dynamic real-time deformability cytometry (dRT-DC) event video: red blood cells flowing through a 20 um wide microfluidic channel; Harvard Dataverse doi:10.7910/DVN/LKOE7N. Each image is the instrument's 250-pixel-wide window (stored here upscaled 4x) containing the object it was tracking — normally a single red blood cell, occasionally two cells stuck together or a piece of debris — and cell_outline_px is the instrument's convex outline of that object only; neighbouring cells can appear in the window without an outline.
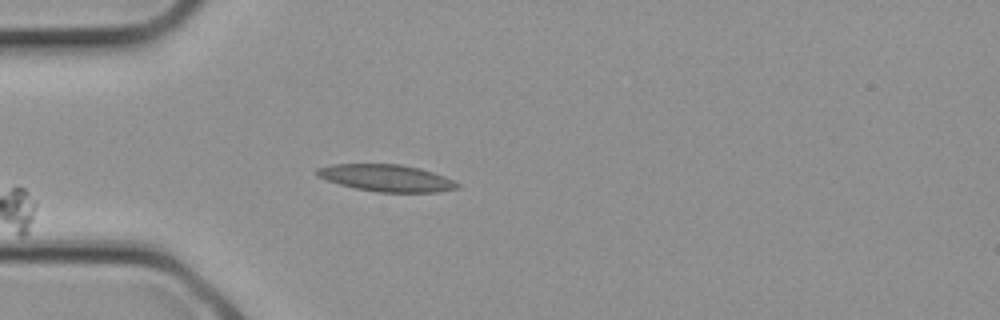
{"species": "common noctule bat (a hibernating species)", "species_latin": "Nyctalus noctula", "temperature_condition": "cold", "stored_images_in_passage": 2, "camera_frame_rate_fps": 3000, "um_per_image_px": 0.085, "animal": {"sex": "female", "body_mass_g": 21.9}, "frame": {"image": 1, "passage_image": 2, "time_ms": 0.333, "image_size_px": [1000, 320], "cell_outline_px": [[460, 188], [436, 192], [376, 192], [356, 188], [340, 184], [316, 176], [316, 168], [332, 164], [400, 164], [420, 168], [444, 176], [460, 184]], "centroid_in_image_um": [32.85, 15.13], "position_along_channel_um": 52.2, "area_um2": 21.96}}